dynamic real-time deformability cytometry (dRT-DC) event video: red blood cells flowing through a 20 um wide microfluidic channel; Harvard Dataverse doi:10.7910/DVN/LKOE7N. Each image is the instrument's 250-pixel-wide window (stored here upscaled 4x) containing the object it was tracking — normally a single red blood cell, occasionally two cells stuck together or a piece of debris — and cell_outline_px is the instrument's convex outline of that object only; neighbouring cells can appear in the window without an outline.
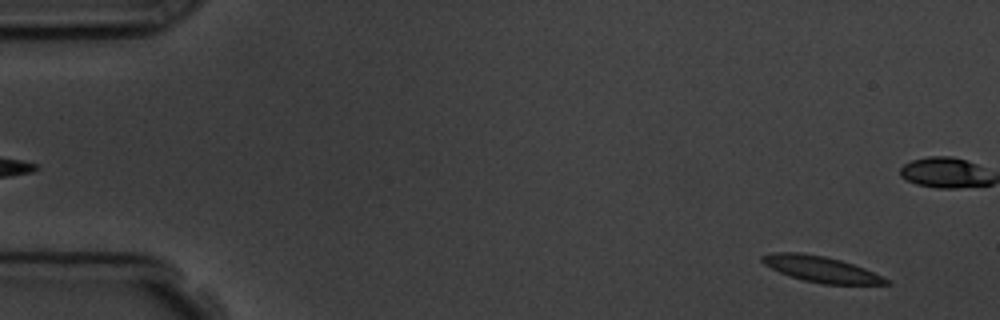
{"species": "common noctule bat (a hibernating species)", "species_latin": "Nyctalus noctula", "temperature_condition": "room temperature", "stored_images_in_passage": 6, "camera_frame_rate_fps": 3000, "um_per_image_px": 0.085, "animal": {"sex": "male", "body_mass_g": 19.5, "forearm_length_mm": 54.6}, "frame": {"image": 1, "passage_image": 1, "time_ms": 0.0, "image_size_px": [1000, 320], "cell_outline_px": [[892, 284], [824, 284], [804, 280], [780, 272], [764, 264], [760, 260], [760, 256], [772, 252], [800, 252], [824, 256], [840, 260], [864, 268], [888, 280]], "centroid_in_image_um": [69.74, 22.86], "position_along_channel_um": 15.3, "area_um2": 18.38}}